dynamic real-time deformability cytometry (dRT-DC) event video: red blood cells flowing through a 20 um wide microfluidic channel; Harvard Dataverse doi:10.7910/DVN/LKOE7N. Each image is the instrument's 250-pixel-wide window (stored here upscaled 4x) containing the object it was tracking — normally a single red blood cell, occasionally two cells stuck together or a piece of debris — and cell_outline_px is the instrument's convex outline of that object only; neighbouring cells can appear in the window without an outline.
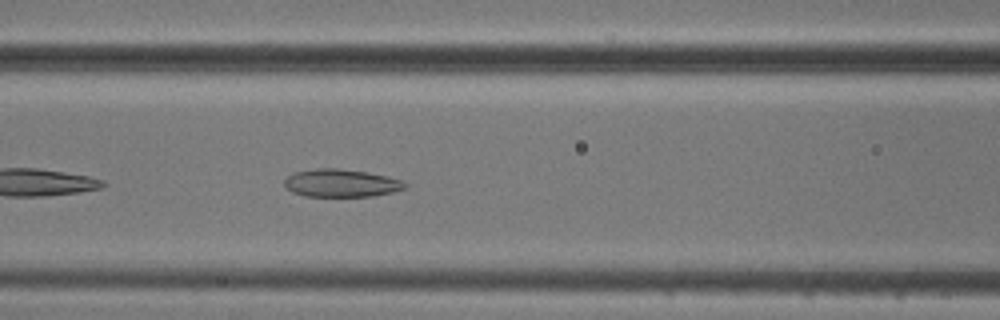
{"species": "common noctule bat (a hibernating species)", "species_latin": "Nyctalus noctula", "temperature_condition": "cold", "stored_images_in_passage": 32, "camera_frame_rate_fps": 3000, "um_per_image_px": 0.085, "animal": {"sex": "male", "body_mass_g": 20.5, "forearm_length_mm": 52.5}, "frame": {"image": 1, "passage_image": 8, "time_ms": 2.333, "image_size_px": [1000, 320], "cell_outline_px": [[408, 188], [392, 192], [372, 196], [304, 196], [292, 192], [284, 184], [284, 180], [288, 176], [296, 172], [316, 168], [336, 168], [368, 172], [388, 176], [400, 180], [408, 184]], "centroid_in_image_um": [29.03, 15.56], "position_along_channel_um": 137.6, "area_um2": 19.54}}
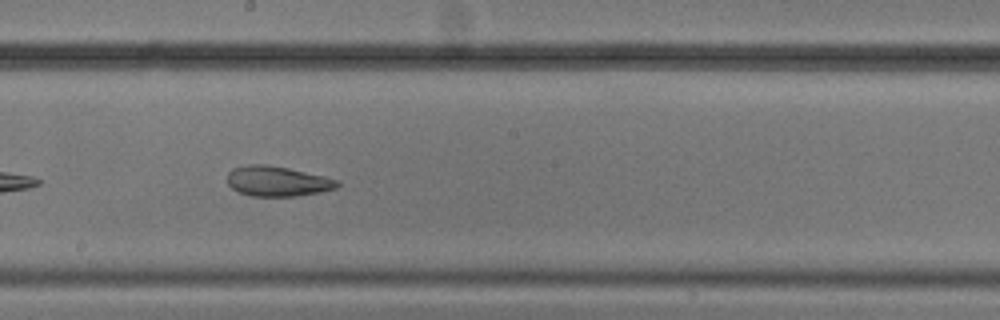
{"frame": {"image": 2, "passage_image": 15, "time_ms": 4.667, "image_size_px": [1000, 320], "cell_outline_px": [[340, 184], [336, 188], [320, 192], [296, 196], [252, 196], [240, 192], [232, 188], [228, 184], [228, 172], [232, 168], [248, 164], [264, 164], [288, 168], [340, 180]], "centroid_in_image_um": [23.58, 15.4], "position_along_channel_um": 224.6, "area_um2": 19.25}}
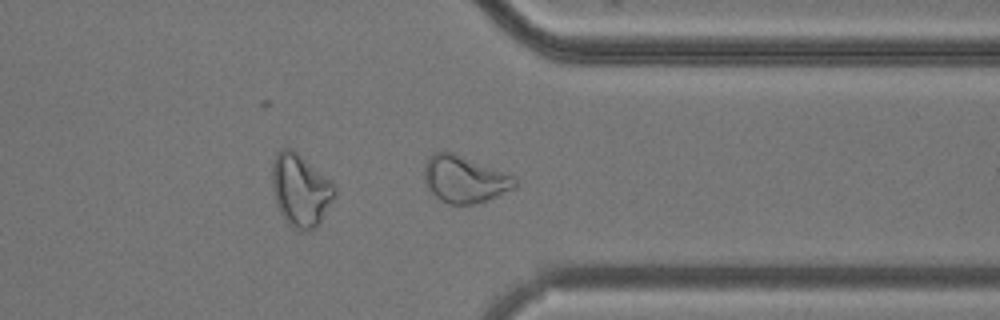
{"frame": {"image": 3, "passage_image": 27, "time_ms": 8.667, "image_size_px": [1000, 320], "cell_outline_px": [[516, 188], [476, 204], [448, 204], [436, 196], [428, 188], [424, 180], [424, 164], [428, 156], [432, 152], [452, 152], [516, 176]], "centroid_in_image_um": [39.48, 15.22], "position_along_channel_um": 371.9, "area_um2": 24.8}, "authors_computed_cell_mechanics": {"area_um2": 19.5942, "velocity_mm_per_s": 3.7329, "shape_relaxation_time_tau1_ms": null, "shape_relaxation_time_tau2_ms": 3.1442, "deformation_change_tau1": null, "deformation_change_tau2": 0.1106}}